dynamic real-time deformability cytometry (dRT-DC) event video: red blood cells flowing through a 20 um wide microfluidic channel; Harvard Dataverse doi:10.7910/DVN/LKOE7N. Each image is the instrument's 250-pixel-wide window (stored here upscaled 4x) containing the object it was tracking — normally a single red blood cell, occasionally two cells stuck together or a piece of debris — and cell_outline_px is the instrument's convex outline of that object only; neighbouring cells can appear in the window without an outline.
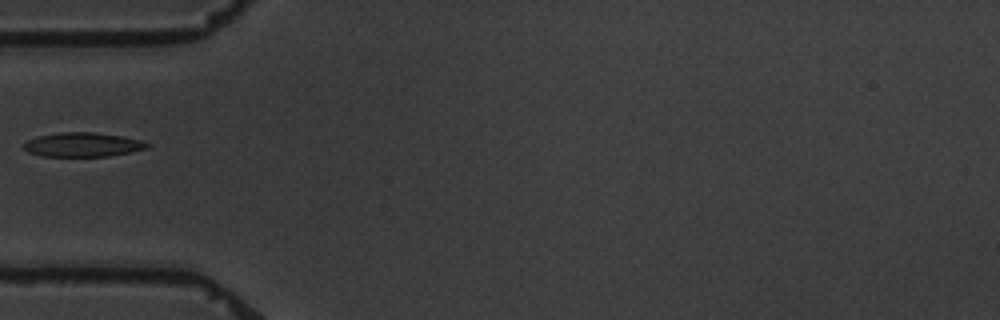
{"species": "common noctule bat (a hibernating species)", "species_latin": "Nyctalus noctula", "temperature_condition": "warm", "stored_images_in_passage": 2, "camera_frame_rate_fps": 3000, "um_per_image_px": 0.085, "animal": {"sex": "male", "body_mass_g": 19.5, "forearm_length_mm": 54.6}, "frame": {"image": 1, "passage_image": 1, "time_ms": 0.0, "image_size_px": [1000, 320], "cell_outline_px": [[152, 144], [148, 148], [108, 156], [40, 156], [28, 152], [24, 148], [24, 144], [28, 140], [40, 136], [60, 132], [92, 132], [124, 136], [140, 140]], "centroid_in_image_um": [7.05, 12.29], "position_along_channel_um": 77.9, "area_um2": 17.28}}
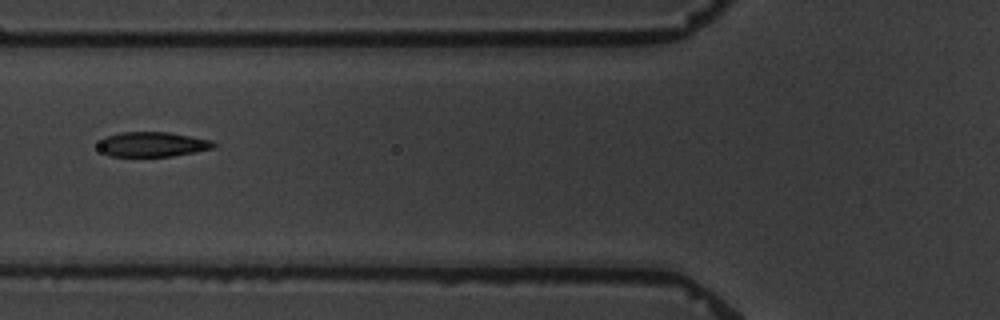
{"frame": {"image": 2, "passage_image": 2, "time_ms": 1.0, "image_size_px": [1000, 320], "cell_outline_px": [[216, 144], [212, 148], [172, 156], [108, 156], [100, 148], [100, 140], [104, 136], [120, 132], [168, 132], [192, 136], [212, 140]], "centroid_in_image_um": [12.95, 12.25], "position_along_channel_um": 112.9, "area_um2": 16.53}}